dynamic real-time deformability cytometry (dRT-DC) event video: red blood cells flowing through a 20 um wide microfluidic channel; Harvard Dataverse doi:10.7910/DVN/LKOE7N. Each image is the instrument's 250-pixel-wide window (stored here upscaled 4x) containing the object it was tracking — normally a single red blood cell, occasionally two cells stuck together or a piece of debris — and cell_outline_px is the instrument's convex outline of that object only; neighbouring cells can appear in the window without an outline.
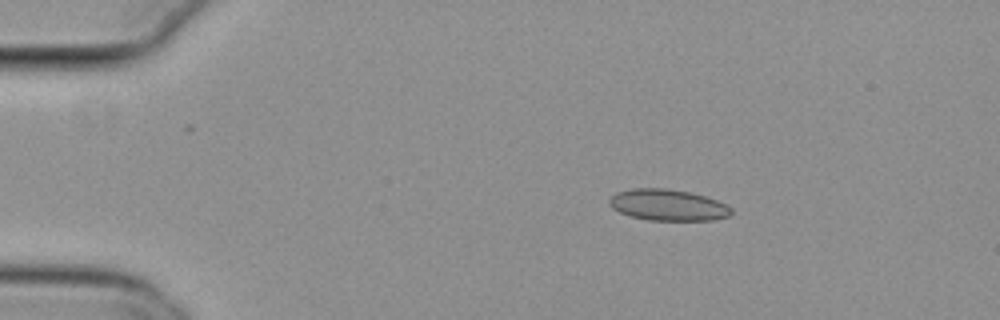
{"species": "common noctule bat (a hibernating species)", "species_latin": "Nyctalus noctula", "temperature_condition": "cold", "stored_images_in_passage": 46, "camera_frame_rate_fps": 3000, "um_per_image_px": 0.085, "animal": {"sex": "female", "body_mass_g": 29.2, "forearm_length_mm": 56.3}, "frame": {"image": 1, "passage_image": 1, "time_ms": 0.0, "image_size_px": [1000, 320], "cell_outline_px": [[732, 212], [728, 216], [712, 220], [648, 220], [632, 216], [620, 212], [612, 208], [608, 204], [608, 200], [616, 192], [632, 188], [668, 188], [688, 192], [704, 196], [728, 204], [732, 208]], "centroid_in_image_um": [56.76, 17.42], "position_along_channel_um": 28.2, "area_um2": 22.25}}
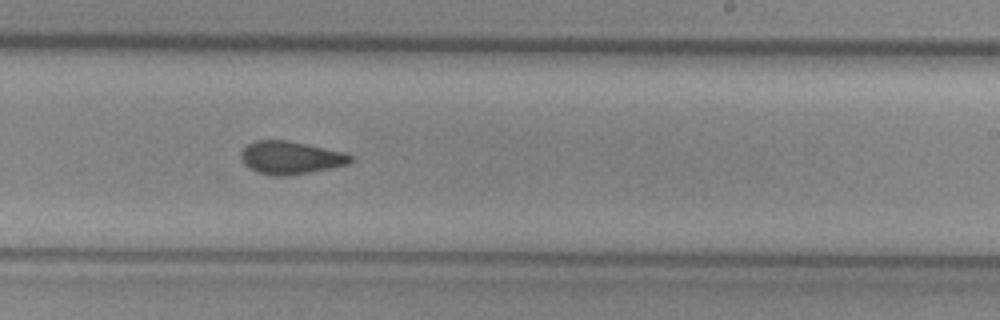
{"frame": {"image": 2, "passage_image": 25, "time_ms": 8.0, "image_size_px": [1000, 320], "cell_outline_px": [[352, 160], [348, 164], [332, 168], [292, 176], [276, 176], [256, 172], [248, 168], [240, 160], [240, 152], [248, 144], [256, 140], [288, 140], [340, 152], [352, 156]], "centroid_in_image_um": [24.64, 13.42], "position_along_channel_um": 264.4, "area_um2": 21.04}}
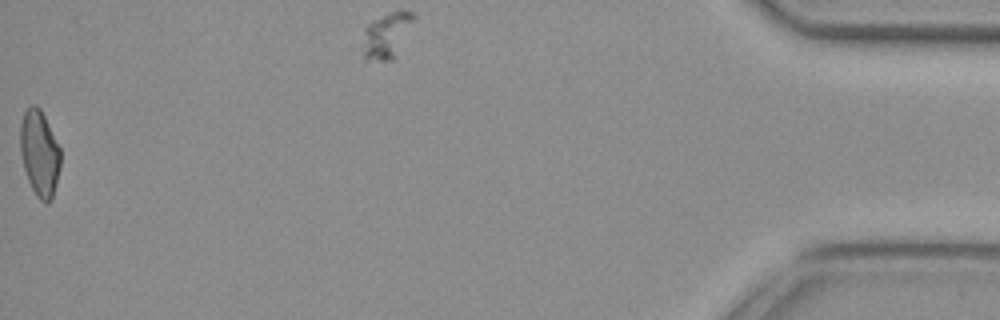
{"frame": {"image": 3, "passage_image": 46, "time_ms": 15.0, "image_size_px": [1000, 320], "cell_outline_px": [[60, 164], [56, 184], [52, 200], [48, 204], [40, 200], [36, 196], [28, 180], [24, 168], [20, 152], [20, 124], [24, 112], [32, 104], [36, 104], [40, 108], [60, 148]], "centroid_in_image_um": [3.35, 13.04], "position_along_channel_um": 431.8, "area_um2": 20.11}, "authors_computed_cell_mechanics": {"area_um2": 20.8658, "velocity_mm_per_s": 3.8136, "shape_relaxation_time_tau1_ms": null, "shape_relaxation_time_tau2_ms": 2.5711, "deformation_change_tau1": null, "deformation_change_tau2": 0.0697}}